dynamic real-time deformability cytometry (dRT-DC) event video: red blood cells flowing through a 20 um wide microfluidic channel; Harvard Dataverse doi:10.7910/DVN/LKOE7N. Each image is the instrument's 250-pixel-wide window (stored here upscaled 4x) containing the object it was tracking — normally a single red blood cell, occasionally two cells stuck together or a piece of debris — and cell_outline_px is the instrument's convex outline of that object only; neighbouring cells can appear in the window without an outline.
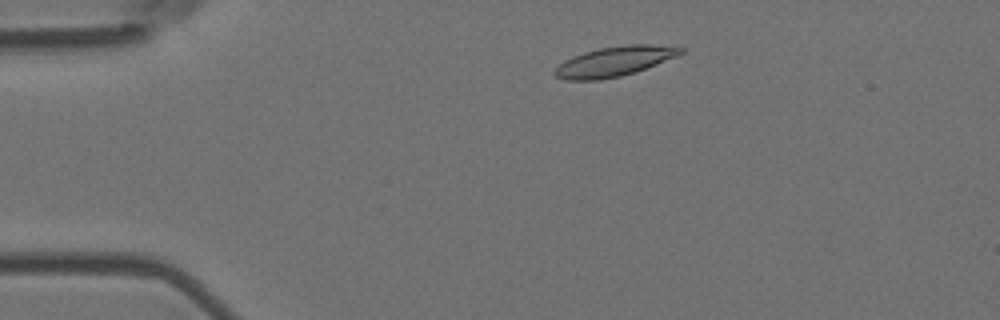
{"species": "Egyptian fruit bat (a non-hibernating species)", "species_latin": "Rousettus aegyptiacus", "temperature_condition": "room temperature", "stored_images_in_passage": 4, "camera_frame_rate_fps": 3000, "um_per_image_px": 0.085, "animal": {"sex": "female"}, "frame": {"image": 1, "passage_image": 2, "time_ms": 0.333, "image_size_px": [1000, 320], "cell_outline_px": [[684, 52], [676, 56], [636, 72], [620, 76], [600, 80], [564, 80], [556, 76], [552, 72], [564, 60], [572, 56], [584, 52], [600, 48], [624, 44], [652, 44], [684, 48]], "centroid_in_image_um": [52.2, 5.22], "position_along_channel_um": 32.8, "area_um2": 21.85}}
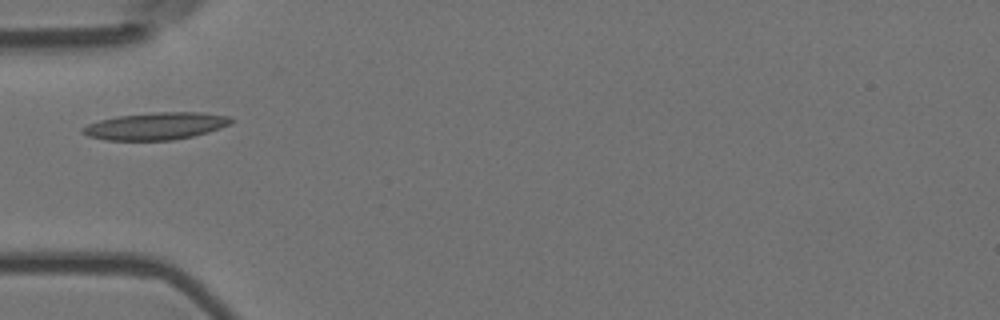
{"frame": {"image": 2, "passage_image": 4, "time_ms": 1.0, "image_size_px": [1000, 320], "cell_outline_px": [[236, 120], [232, 124], [208, 132], [192, 136], [172, 140], [104, 140], [88, 136], [80, 132], [80, 128], [88, 124], [100, 120], [116, 116], [156, 112], [204, 112], [228, 116]], "centroid_in_image_um": [13.26, 10.71], "position_along_channel_um": 71.7, "area_um2": 23.76}}